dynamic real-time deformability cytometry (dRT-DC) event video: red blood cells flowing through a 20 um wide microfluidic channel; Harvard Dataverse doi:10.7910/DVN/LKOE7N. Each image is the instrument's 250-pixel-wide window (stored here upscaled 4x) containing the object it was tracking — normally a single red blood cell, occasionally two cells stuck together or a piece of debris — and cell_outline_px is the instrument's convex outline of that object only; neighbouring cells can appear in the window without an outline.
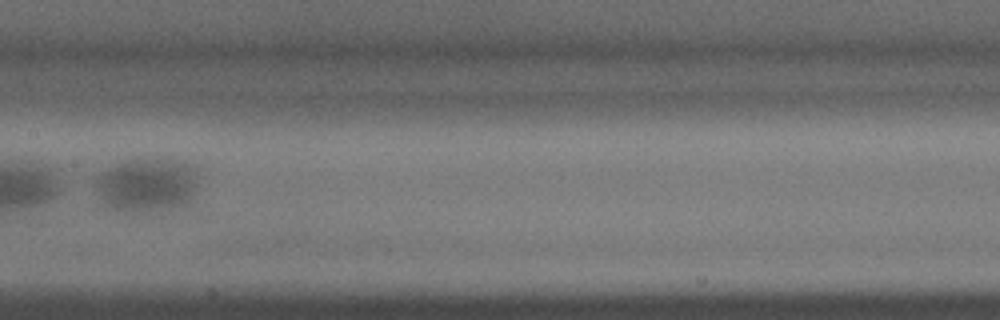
{"species": "common noctule bat (a hibernating species)", "species_latin": "Nyctalus noctula", "temperature_condition": "warm", "stored_images_in_passage": 25, "camera_frame_rate_fps": 3000, "um_per_image_px": 0.085, "animal": {"sex": "male", "body_mass_g": 15.6}, "frame": {"image": 1, "passage_image": 17, "time_ms": 5.333, "image_size_px": [1000, 320], "cell_outline_px": [[200, 168], [196, 188], [192, 196], [184, 204], [152, 212], [112, 212], [104, 208], [100, 204], [92, 188], [88, 176], [120, 160], [136, 156], [172, 156], [200, 164]], "centroid_in_image_um": [12.36, 15.62], "position_along_channel_um": 195.0, "area_um2": 36.24}}
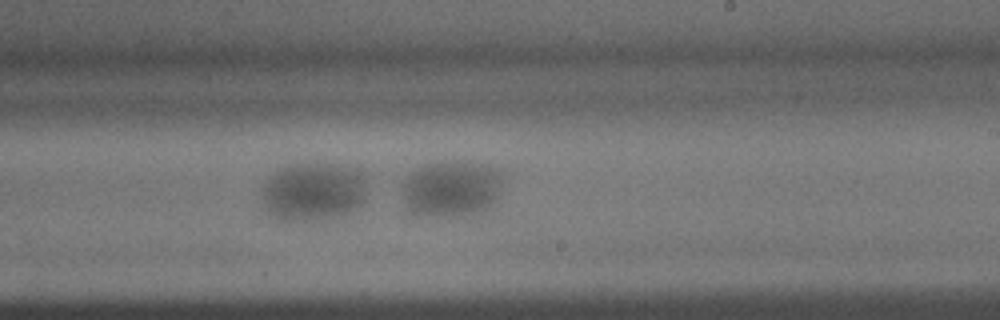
{"frame": {"image": 2, "passage_image": 20, "time_ms": 6.333, "image_size_px": [1000, 320], "cell_outline_px": [[368, 176], [364, 200], [360, 208], [352, 212], [332, 216], [308, 220], [272, 220], [268, 216], [264, 208], [264, 184], [268, 176], [280, 168], [288, 164], [344, 164], [364, 168]], "centroid_in_image_um": [26.7, 16.25], "position_along_channel_um": 262.3, "area_um2": 36.82}}